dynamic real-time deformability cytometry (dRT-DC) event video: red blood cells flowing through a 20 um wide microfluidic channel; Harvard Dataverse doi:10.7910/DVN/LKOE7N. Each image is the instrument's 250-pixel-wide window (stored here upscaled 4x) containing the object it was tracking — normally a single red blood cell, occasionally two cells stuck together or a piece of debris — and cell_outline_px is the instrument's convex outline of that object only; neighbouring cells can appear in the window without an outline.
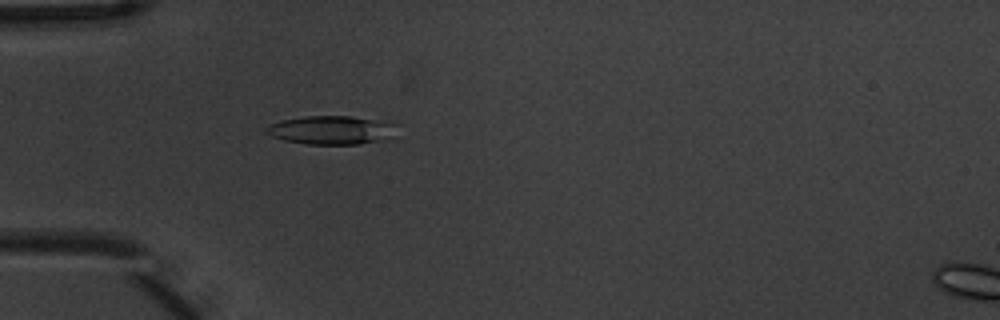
{"species": "common noctule bat (a hibernating species)", "species_latin": "Nyctalus noctula", "temperature_condition": "warm", "stored_images_in_passage": 6, "segment_of_instrument_passage": [1, 2], "camera_frame_rate_fps": 3000, "um_per_image_px": 0.085, "animal": {"sex": "male", "body_mass_g": 20.1, "forearm_length_mm": 53.5}, "frame": {"image": 1, "passage_image": 5, "time_ms": 1.333, "image_size_px": [1000, 320], "cell_outline_px": [[392, 136], [388, 140], [360, 144], [308, 144], [284, 140], [272, 136], [264, 132], [264, 128], [268, 124], [280, 120], [304, 116], [352, 116], [388, 120], [392, 124]], "centroid_in_image_um": [28.14, 11.05], "position_along_channel_um": 56.9, "area_um2": 22.02}}